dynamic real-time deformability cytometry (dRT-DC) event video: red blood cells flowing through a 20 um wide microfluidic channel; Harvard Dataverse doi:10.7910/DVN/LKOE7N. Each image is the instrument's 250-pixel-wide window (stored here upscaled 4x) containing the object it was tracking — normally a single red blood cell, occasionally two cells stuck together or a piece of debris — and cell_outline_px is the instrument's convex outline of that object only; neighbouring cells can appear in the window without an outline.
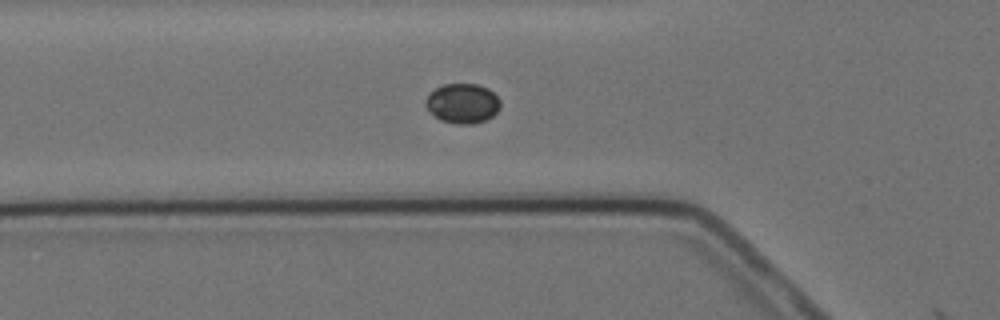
{"species": "Egyptian fruit bat (a non-hibernating species)", "species_latin": "Rousettus aegyptiacus", "temperature_condition": "cold", "stored_images_in_passage": 6, "camera_frame_rate_fps": 3000, "um_per_image_px": 0.085, "animal": {"sex": "female"}, "frame": {"image": 1, "passage_image": 6, "time_ms": 6.0, "image_size_px": [1000, 320], "cell_outline_px": [[500, 108], [492, 116], [484, 120], [472, 124], [456, 124], [440, 120], [424, 104], [424, 100], [436, 88], [444, 84], [476, 84], [488, 88], [500, 100]], "centroid_in_image_um": [39.32, 8.79], "position_along_channel_um": 86.5, "area_um2": 17.11}}